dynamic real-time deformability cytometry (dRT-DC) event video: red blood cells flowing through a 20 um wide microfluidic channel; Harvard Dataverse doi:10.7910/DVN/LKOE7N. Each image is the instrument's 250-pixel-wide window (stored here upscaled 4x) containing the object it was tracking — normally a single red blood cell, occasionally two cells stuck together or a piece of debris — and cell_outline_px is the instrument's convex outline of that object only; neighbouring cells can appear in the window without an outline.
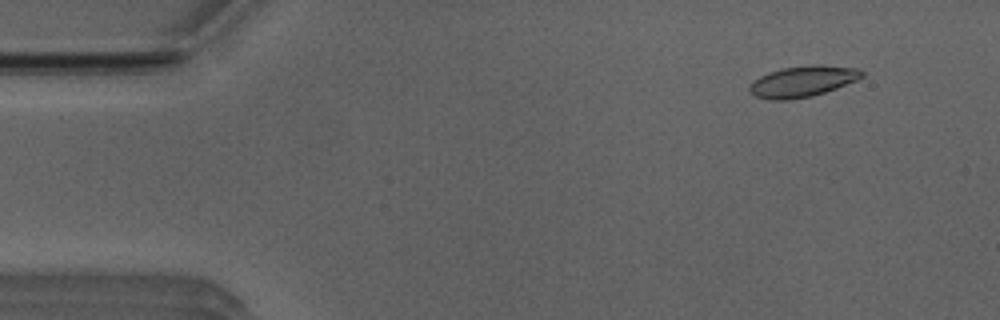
{"species": "Egyptian fruit bat (a non-hibernating species)", "species_latin": "Rousettus aegyptiacus", "temperature_condition": "room temperature", "stored_images_in_passage": 46, "camera_frame_rate_fps": 3000, "um_per_image_px": 0.085, "animal": {"sex": "male"}, "frame": {"image": 1, "passage_image": 4, "time_ms": 1.0, "image_size_px": [1000, 320], "cell_outline_px": [[864, 76], [856, 80], [836, 88], [812, 96], [788, 100], [772, 100], [756, 96], [748, 92], [748, 88], [760, 76], [784, 68], [812, 64], [816, 64], [860, 68], [864, 72]], "centroid_in_image_um": [68.26, 6.92], "position_along_channel_um": 16.7, "area_um2": 20.11}}
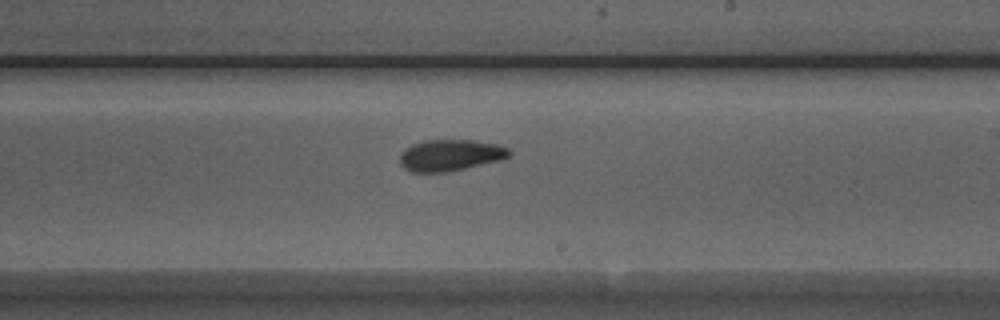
{"frame": {"image": 2, "passage_image": 29, "time_ms": 9.333, "image_size_px": [1000, 320], "cell_outline_px": [[512, 152], [508, 156], [500, 160], [448, 172], [412, 172], [404, 168], [400, 164], [400, 152], [404, 148], [412, 144], [424, 140], [472, 140], [496, 144], [508, 148]], "centroid_in_image_um": [38.24, 13.19], "position_along_channel_um": 250.8, "area_um2": 20.06}}
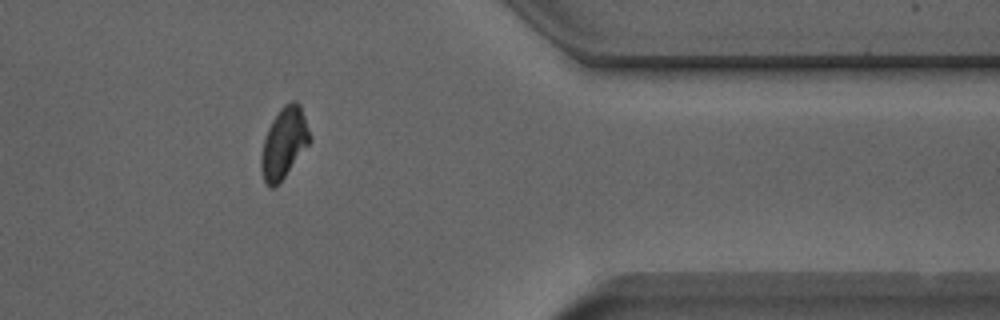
{"frame": {"image": 3, "passage_image": 41, "time_ms": 13.333, "image_size_px": [1000, 320], "cell_outline_px": [[312, 140], [284, 176], [272, 188], [268, 188], [264, 180], [260, 168], [260, 156], [264, 140], [268, 128], [272, 120], [280, 108], [284, 104], [292, 100], [296, 100], [300, 104]], "centroid_in_image_um": [24.13, 12.12], "position_along_channel_um": 387.3, "area_um2": 19.83}, "authors_computed_cell_mechanics": {"area_um2": 19.8543, "velocity_mm_per_s": 3.947, "shape_relaxation_time_tau1_ms": 3.967, "shape_relaxation_time_tau2_ms": 2.5085, "deformation_change_tau1": 0.1546, "deformation_change_tau2": 0.0849}}